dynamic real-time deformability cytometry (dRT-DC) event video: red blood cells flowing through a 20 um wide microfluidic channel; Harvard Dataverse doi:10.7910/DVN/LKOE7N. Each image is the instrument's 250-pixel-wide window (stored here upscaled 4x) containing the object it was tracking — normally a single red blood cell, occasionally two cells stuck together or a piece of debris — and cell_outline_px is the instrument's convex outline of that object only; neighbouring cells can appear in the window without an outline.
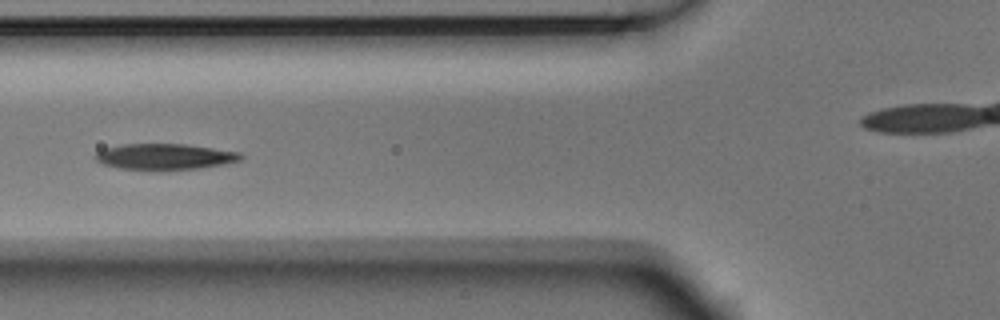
{"species": "Egyptian fruit bat (a non-hibernating species)", "species_latin": "Rousettus aegyptiacus", "temperature_condition": "room temperature", "stored_images_in_passage": 6, "camera_frame_rate_fps": 3000, "um_per_image_px": 0.085, "animal": {"sex": "male"}, "frame": {"image": 1, "passage_image": 6, "time_ms": 1.667, "image_size_px": [1000, 320], "cell_outline_px": [[244, 156], [240, 160], [228, 164], [200, 168], [156, 172], [148, 172], [120, 168], [104, 164], [96, 160], [92, 156], [96, 152], [104, 148], [124, 144], [188, 144], [240, 152]], "centroid_in_image_um": [14.01, 13.34], "position_along_channel_um": 111.8, "area_um2": 22.83}}